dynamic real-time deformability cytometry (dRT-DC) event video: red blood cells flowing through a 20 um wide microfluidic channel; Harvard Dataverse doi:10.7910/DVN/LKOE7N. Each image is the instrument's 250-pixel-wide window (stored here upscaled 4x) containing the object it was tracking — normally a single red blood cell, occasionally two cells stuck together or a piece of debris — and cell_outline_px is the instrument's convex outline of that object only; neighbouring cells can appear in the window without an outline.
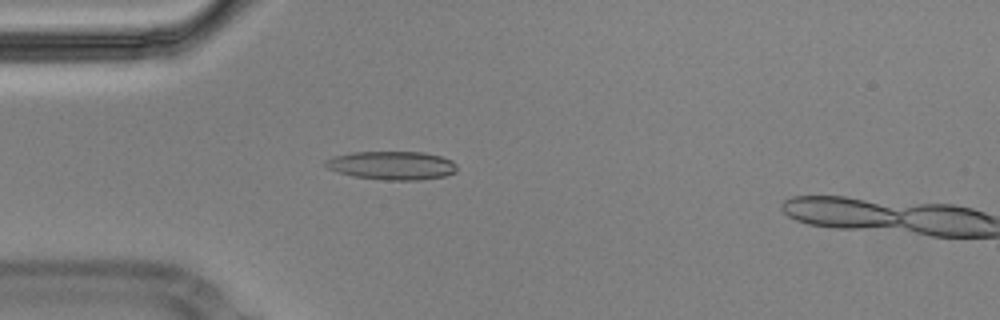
{"species": "Egyptian fruit bat (a non-hibernating species)", "species_latin": "Rousettus aegyptiacus", "temperature_condition": "cold", "stored_images_in_passage": 14, "camera_frame_rate_fps": 3000, "um_per_image_px": 0.085, "animal": {"sex": "male"}, "frame": {"image": 1, "passage_image": 12, "time_ms": 3.667, "image_size_px": [1000, 320], "cell_outline_px": [[456, 172], [444, 176], [420, 180], [384, 180], [352, 176], [328, 168], [324, 164], [324, 160], [332, 156], [352, 152], [424, 152], [440, 156], [452, 160], [456, 164]], "centroid_in_image_um": [33.31, 14.06], "position_along_channel_um": 51.7, "area_um2": 21.91}}